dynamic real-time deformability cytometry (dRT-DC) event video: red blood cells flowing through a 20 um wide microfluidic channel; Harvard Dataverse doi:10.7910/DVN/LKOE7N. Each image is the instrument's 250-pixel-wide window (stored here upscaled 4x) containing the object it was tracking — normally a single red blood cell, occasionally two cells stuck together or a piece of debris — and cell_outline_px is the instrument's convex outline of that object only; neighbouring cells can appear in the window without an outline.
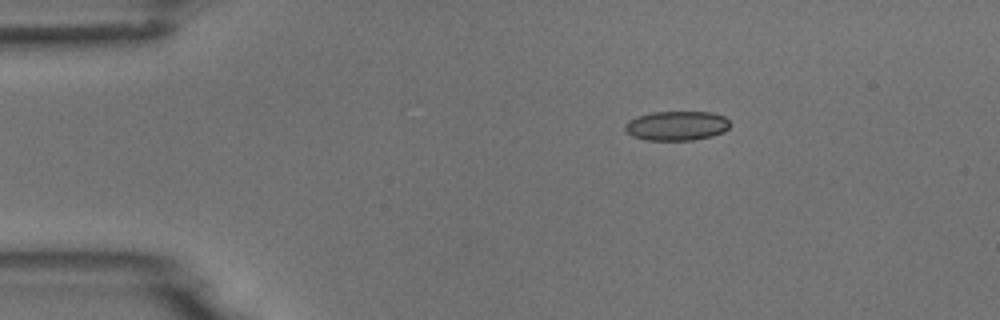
{"species": "common noctule bat (a hibernating species)", "species_latin": "Nyctalus noctula", "temperature_condition": "room temperature", "stored_images_in_passage": 3, "camera_frame_rate_fps": 3000, "um_per_image_px": 0.085, "animal": {"sex": "male", "body_mass_g": 18.8}, "frame": {"image": 1, "passage_image": 1, "time_ms": 0.0, "image_size_px": [1000, 320], "cell_outline_px": [[732, 124], [724, 132], [712, 136], [692, 140], [644, 140], [632, 136], [624, 128], [624, 124], [628, 120], [636, 116], [652, 112], [712, 112], [724, 116]], "centroid_in_image_um": [57.52, 10.68], "position_along_channel_um": 27.5, "area_um2": 18.21}}
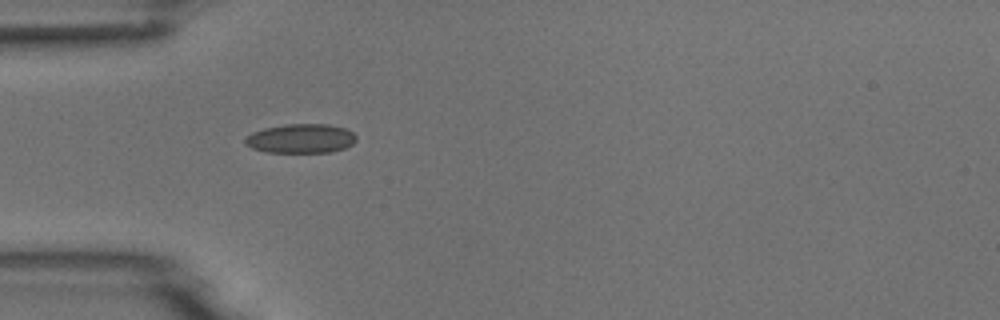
{"frame": {"image": 2, "passage_image": 3, "time_ms": 2.333, "image_size_px": [1000, 320], "cell_outline_px": [[356, 140], [352, 144], [344, 148], [332, 152], [268, 152], [252, 148], [244, 144], [244, 136], [252, 132], [264, 128], [284, 124], [328, 124], [344, 128], [352, 132], [356, 136]], "centroid_in_image_um": [25.54, 11.77], "position_along_channel_um": 59.5, "area_um2": 19.02}}